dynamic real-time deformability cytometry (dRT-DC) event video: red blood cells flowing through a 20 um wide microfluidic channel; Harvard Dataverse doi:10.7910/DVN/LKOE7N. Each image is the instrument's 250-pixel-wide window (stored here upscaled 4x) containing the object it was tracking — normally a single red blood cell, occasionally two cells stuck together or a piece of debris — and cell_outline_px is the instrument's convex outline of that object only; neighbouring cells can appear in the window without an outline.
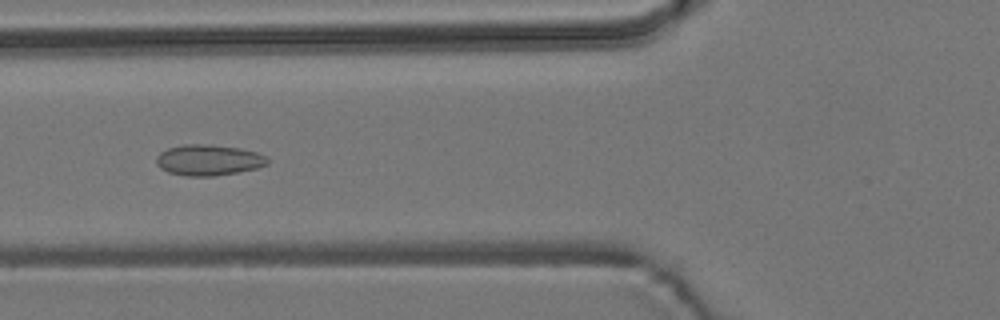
{"species": "common noctule bat (a hibernating species)", "species_latin": "Nyctalus noctula", "temperature_condition": "room temperature", "stored_images_in_passage": 6, "camera_frame_rate_fps": 3000, "um_per_image_px": 0.085, "animal": {"sex": "male", "body_mass_g": 19.2, "forearm_length_mm": 51.8}, "frame": {"image": 1, "passage_image": 4, "time_ms": 6.333, "image_size_px": [1000, 320], "cell_outline_px": [[268, 164], [256, 168], [236, 172], [212, 176], [188, 176], [168, 172], [160, 168], [156, 164], [156, 156], [160, 152], [168, 148], [184, 144], [208, 144], [240, 148], [256, 152], [264, 156], [268, 160]], "centroid_in_image_um": [17.68, 13.6], "position_along_channel_um": 108.1, "area_um2": 19.88}}
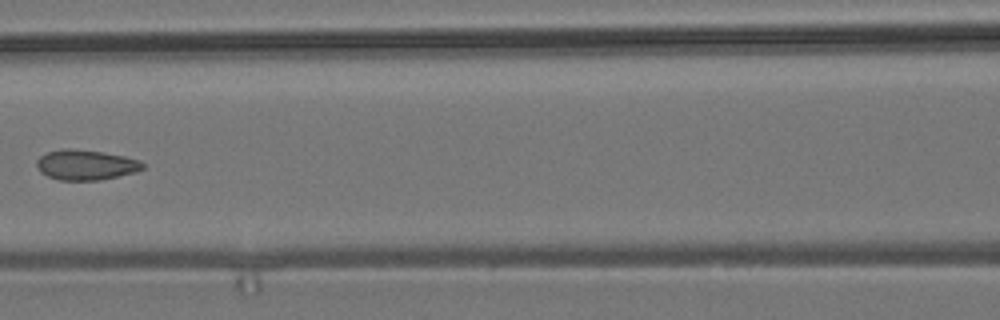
{"frame": {"image": 2, "passage_image": 5, "time_ms": 7.667, "image_size_px": [1000, 320], "cell_outline_px": [[144, 168], [136, 172], [100, 180], [60, 180], [48, 176], [40, 172], [36, 164], [36, 160], [40, 156], [48, 152], [60, 148], [68, 148], [104, 152], [124, 156], [140, 160], [144, 164]], "centroid_in_image_um": [7.29, 14.01], "position_along_channel_um": 159.3, "area_um2": 18.73}}
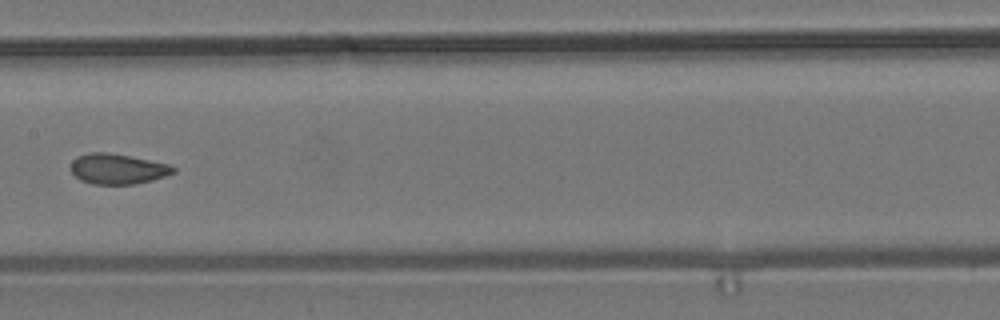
{"frame": {"image": 3, "passage_image": 6, "time_ms": 8.667, "image_size_px": [1000, 320], "cell_outline_px": [[176, 172], [152, 180], [132, 184], [92, 184], [80, 180], [72, 172], [72, 160], [76, 156], [88, 152], [108, 152], [168, 164], [176, 168]], "centroid_in_image_um": [9.97, 14.35], "position_along_channel_um": 197.4, "area_um2": 17.98}}